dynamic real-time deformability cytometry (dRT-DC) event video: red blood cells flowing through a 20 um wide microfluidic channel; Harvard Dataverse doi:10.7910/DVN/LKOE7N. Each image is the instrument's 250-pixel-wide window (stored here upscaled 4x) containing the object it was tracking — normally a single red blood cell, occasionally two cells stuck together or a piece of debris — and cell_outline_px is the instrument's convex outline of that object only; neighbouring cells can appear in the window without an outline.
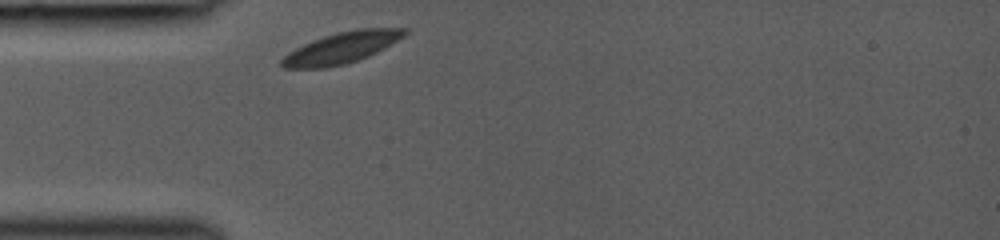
{"species": "common noctule bat (a hibernating species)", "species_latin": "Nyctalus noctula", "temperature_condition": "room temperature", "stored_images_in_passage": 27, "camera_frame_rate_fps": 3000, "um_per_image_px": 0.085, "animal": {"sex": "female", "body_mass_g": 19.0, "forearm_length_mm": 53.3}, "frame": {"image": 1, "passage_image": 1, "time_ms": 0.0, "image_size_px": [1000, 240], "cell_outline_px": [[408, 32], [404, 36], [376, 52], [368, 56], [344, 64], [324, 68], [284, 68], [280, 64], [280, 60], [288, 52], [304, 44], [324, 36], [340, 32], [360, 28], [408, 28]], "centroid_in_image_um": [29.02, 4.06], "position_along_channel_um": 56.0, "area_um2": 21.96}}
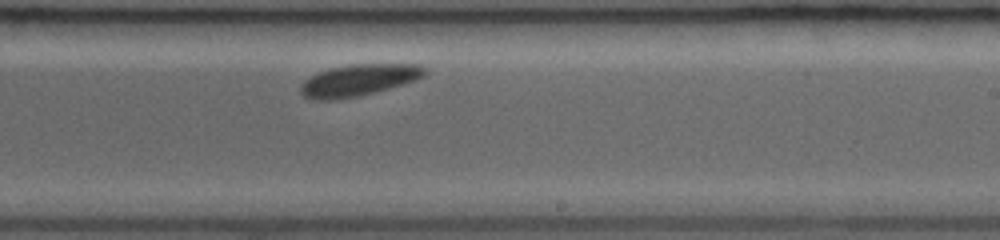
{"frame": {"image": 2, "passage_image": 16, "time_ms": 5.0, "image_size_px": [1000, 240], "cell_outline_px": [[428, 72], [424, 76], [416, 80], [404, 84], [360, 96], [332, 100], [312, 100], [304, 96], [300, 92], [300, 84], [304, 80], [328, 68], [352, 64], [416, 64], [424, 68]], "centroid_in_image_um": [30.47, 6.82], "position_along_channel_um": 258.5, "area_um2": 22.95}}
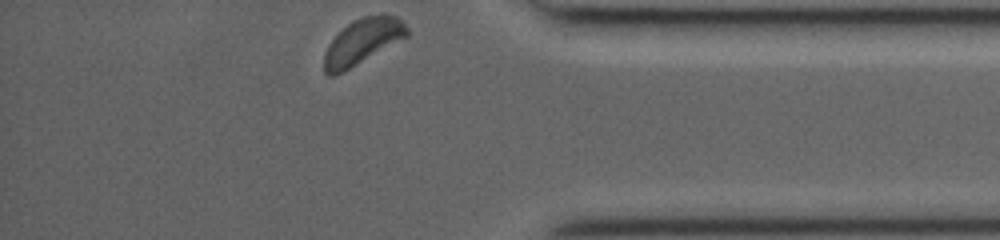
{"frame": {"image": 3, "passage_image": 27, "time_ms": 8.667, "image_size_px": [1000, 240], "cell_outline_px": [[408, 36], [344, 72], [332, 76], [328, 76], [324, 72], [324, 52], [328, 44], [352, 20], [364, 16], [396, 16], [408, 28]], "centroid_in_image_um": [30.78, 3.57], "position_along_channel_um": 404.4, "area_um2": 21.62}}